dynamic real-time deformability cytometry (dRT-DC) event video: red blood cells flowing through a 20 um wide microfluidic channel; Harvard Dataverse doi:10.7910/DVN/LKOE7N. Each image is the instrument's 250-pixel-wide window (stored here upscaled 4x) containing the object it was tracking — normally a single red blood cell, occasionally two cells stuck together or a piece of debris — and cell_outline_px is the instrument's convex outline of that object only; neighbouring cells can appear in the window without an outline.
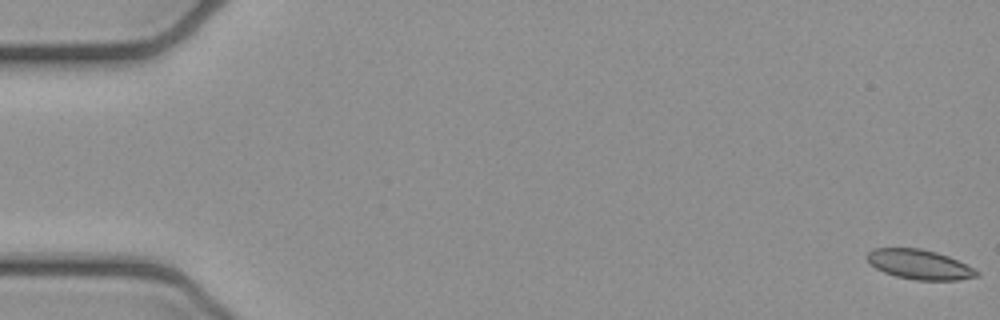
{"species": "common noctule bat (a hibernating species)", "species_latin": "Nyctalus noctula", "temperature_condition": "cold", "stored_images_in_passage": 53, "camera_frame_rate_fps": 3000, "um_per_image_px": 0.085, "animal": {"sex": "female", "body_mass_g": 21.9}, "frame": {"image": 1, "passage_image": 1, "time_ms": 0.0, "image_size_px": [1000, 320], "cell_outline_px": [[980, 276], [960, 280], [916, 280], [896, 276], [884, 272], [876, 268], [864, 256], [872, 248], [920, 248], [936, 252], [948, 256], [980, 272]], "centroid_in_image_um": [78.14, 22.48], "position_along_channel_um": 6.9, "area_um2": 18.9}}
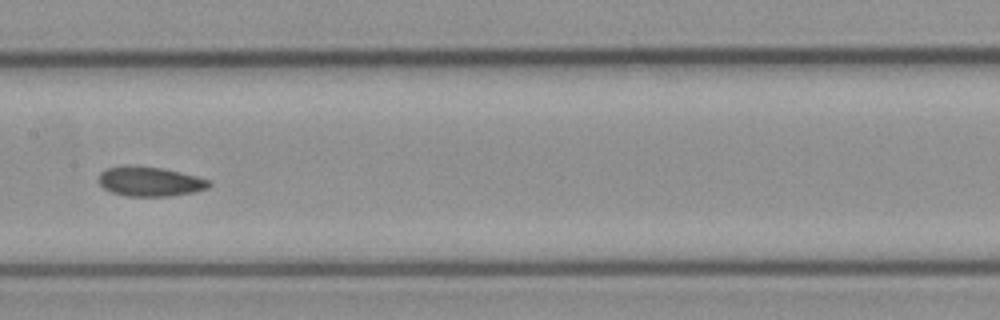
{"frame": {"image": 2, "passage_image": 27, "time_ms": 8.667, "image_size_px": [1000, 320], "cell_outline_px": [[212, 184], [208, 188], [196, 192], [168, 196], [128, 196], [112, 192], [104, 188], [96, 180], [100, 172], [108, 168], [124, 164], [136, 164], [160, 168], [180, 172], [212, 180]], "centroid_in_image_um": [12.73, 15.41], "position_along_channel_um": 194.7, "area_um2": 19.42}}
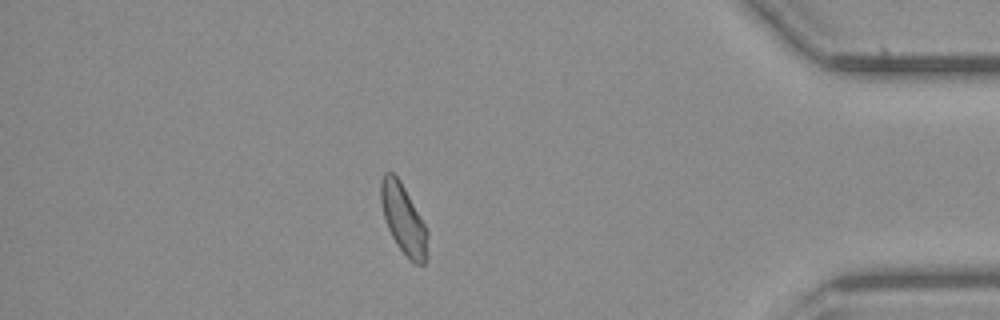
{"frame": {"image": 3, "passage_image": 46, "time_ms": 15.0, "image_size_px": [1000, 320], "cell_outline_px": [[428, 260], [424, 264], [412, 264], [408, 260], [396, 244], [384, 220], [380, 204], [380, 180], [384, 172], [392, 172], [400, 180], [424, 224], [428, 232]], "centroid_in_image_um": [34.29, 18.68], "position_along_channel_um": 400.9, "area_um2": 19.31}, "authors_computed_cell_mechanics": {"area_um2": 19.363, "velocity_mm_per_s": 3.9231, "shape_relaxation_time_tau1_ms": null, "shape_relaxation_time_tau2_ms": 4.9831, "deformation_change_tau1": null, "deformation_change_tau2": 0.091}}